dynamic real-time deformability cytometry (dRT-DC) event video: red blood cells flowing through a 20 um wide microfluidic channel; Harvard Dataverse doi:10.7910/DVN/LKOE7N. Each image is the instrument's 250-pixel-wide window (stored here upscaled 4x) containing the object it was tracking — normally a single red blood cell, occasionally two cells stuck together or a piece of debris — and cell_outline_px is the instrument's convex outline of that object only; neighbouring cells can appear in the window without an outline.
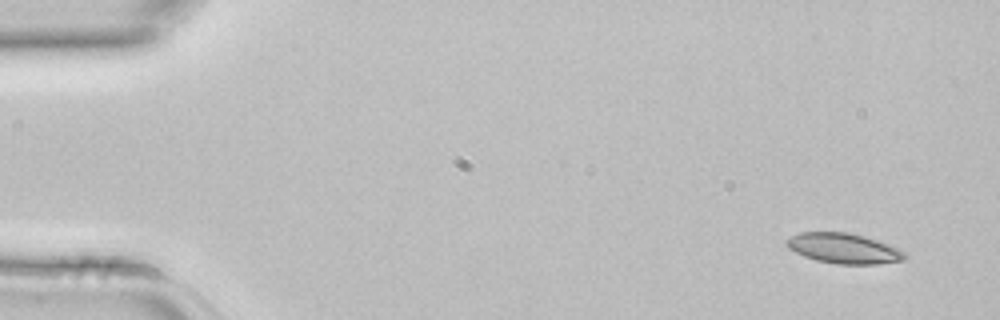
{"species": "common noctule bat (a hibernating species)", "species_latin": "Nyctalus noctula", "temperature_condition": "room temperature", "stored_images_in_passage": 4, "camera_frame_rate_fps": 3000, "um_per_image_px": 0.085, "animal": {"sex": "female", "body_mass_g": 22.7, "forearm_length_mm": 54.2}, "frame": {"image": 1, "passage_image": 1, "time_ms": 0.0, "image_size_px": [1000, 320], "cell_outline_px": [[908, 256], [904, 260], [876, 264], [836, 264], [816, 260], [804, 256], [788, 248], [784, 244], [784, 240], [800, 232], [848, 232], [864, 236], [900, 248], [908, 252]], "centroid_in_image_um": [71.74, 21.11], "position_along_channel_um": 13.3, "area_um2": 21.04}}
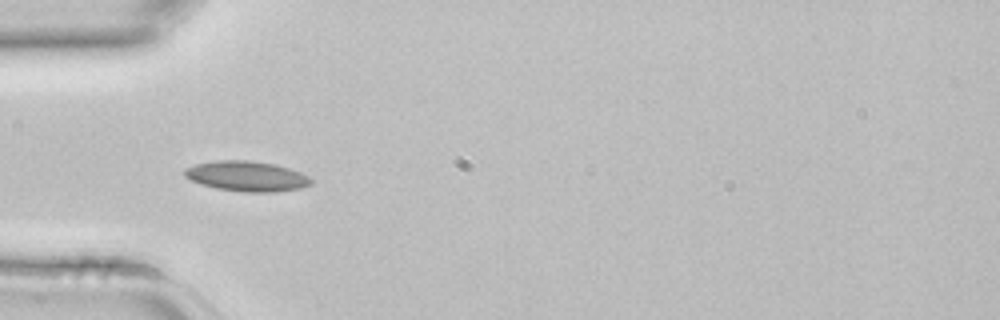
{"frame": {"image": 2, "passage_image": 3, "time_ms": 0.667, "image_size_px": [1000, 320], "cell_outline_px": [[312, 184], [300, 188], [276, 192], [244, 192], [216, 188], [200, 184], [184, 176], [184, 168], [196, 164], [216, 160], [248, 160], [276, 164], [300, 172], [308, 176], [312, 180]], "centroid_in_image_um": [20.97, 14.97], "position_along_channel_um": 64.0, "area_um2": 22.31}}